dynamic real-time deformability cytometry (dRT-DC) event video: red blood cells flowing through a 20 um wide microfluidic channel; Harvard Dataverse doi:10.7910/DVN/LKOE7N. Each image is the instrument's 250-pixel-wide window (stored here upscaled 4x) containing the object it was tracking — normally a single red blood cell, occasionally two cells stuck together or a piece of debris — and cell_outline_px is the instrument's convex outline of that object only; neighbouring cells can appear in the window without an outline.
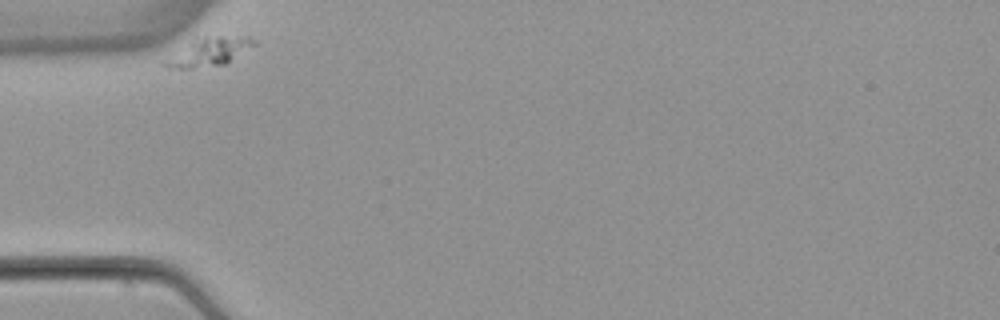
{"species": "common noctule bat (a hibernating species)", "species_latin": "Nyctalus noctula", "temperature_condition": "warm", "stored_images_in_passage": 35, "camera_frame_rate_fps": 3000, "um_per_image_px": 0.085, "animal": {"sex": "female", "body_mass_g": 22.7, "forearm_length_mm": 54.2}, "frame": {"image": 1, "passage_image": 1, "time_ms": 0.0, "image_size_px": [1000, 320], "cell_outline_px": [[256, 44], [224, 64], [192, 68], [164, 68], [160, 64], [204, 36], [252, 36], [256, 40]], "centroid_in_image_um": [17.86, 4.41], "position_along_channel_um": 67.1, "area_um2": 13.93}}
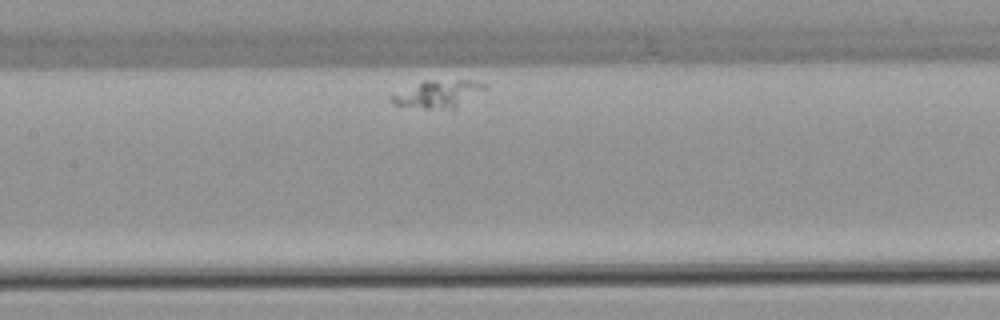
{"frame": {"image": 2, "passage_image": 13, "time_ms": 4.0, "image_size_px": [1000, 320], "cell_outline_px": [[488, 88], [456, 108], [424, 108], [392, 104], [388, 100], [388, 96], [424, 80], [468, 80], [488, 84]], "centroid_in_image_um": [37.23, 7.97], "position_along_channel_um": 170.2, "area_um2": 14.91}}
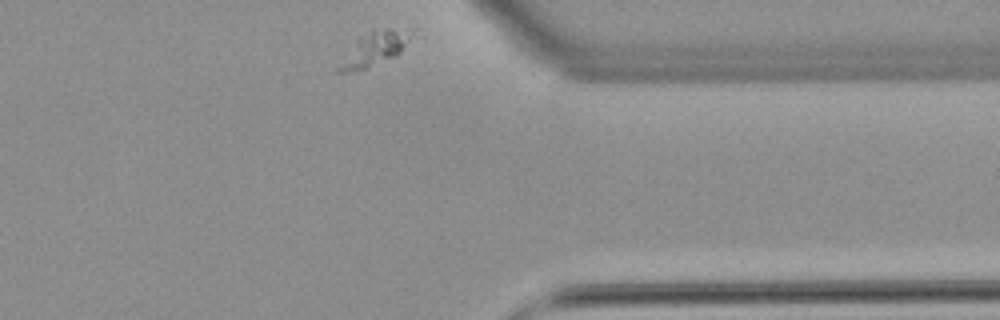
{"frame": {"image": 3, "passage_image": 35, "time_ms": 11.333, "image_size_px": [1000, 320], "cell_outline_px": [[400, 52], [396, 56], [364, 68], [344, 72], [336, 72], [336, 68], [360, 40], [372, 28], [388, 28], [400, 40]], "centroid_in_image_um": [31.57, 4.27], "position_along_channel_um": 379.8, "area_um2": 11.68}}